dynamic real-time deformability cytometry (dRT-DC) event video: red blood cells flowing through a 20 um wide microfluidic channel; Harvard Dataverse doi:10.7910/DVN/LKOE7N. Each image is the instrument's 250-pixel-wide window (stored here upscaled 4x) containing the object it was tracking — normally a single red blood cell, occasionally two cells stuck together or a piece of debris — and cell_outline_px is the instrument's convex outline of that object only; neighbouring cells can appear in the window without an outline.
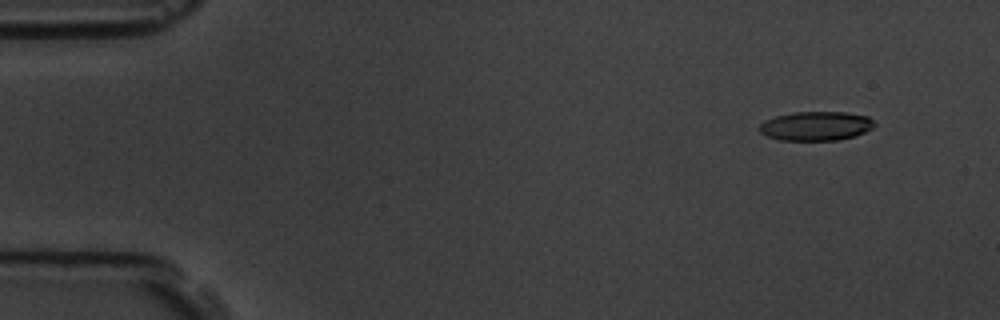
{"species": "common noctule bat (a hibernating species)", "species_latin": "Nyctalus noctula", "temperature_condition": "room temperature", "stored_images_in_passage": 5, "camera_frame_rate_fps": 3000, "um_per_image_px": 0.085, "animal": {"sex": "male", "body_mass_g": 19.5, "forearm_length_mm": 54.6}, "frame": {"image": 1, "passage_image": 2, "time_ms": 1.0, "image_size_px": [1000, 320], "cell_outline_px": [[876, 124], [872, 128], [856, 136], [836, 140], [780, 140], [768, 136], [760, 132], [756, 128], [760, 124], [776, 116], [796, 112], [844, 112], [868, 116]], "centroid_in_image_um": [69.37, 10.71], "position_along_channel_um": 15.6, "area_um2": 19.42}}